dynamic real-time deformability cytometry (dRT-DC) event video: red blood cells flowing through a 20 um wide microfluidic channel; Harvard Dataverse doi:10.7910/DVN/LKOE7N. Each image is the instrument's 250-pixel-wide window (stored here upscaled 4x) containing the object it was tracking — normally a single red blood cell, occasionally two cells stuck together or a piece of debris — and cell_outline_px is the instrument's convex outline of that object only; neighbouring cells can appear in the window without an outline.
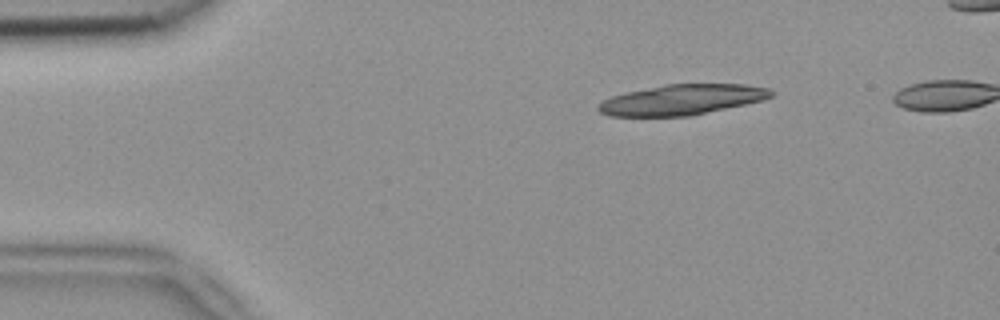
{"species": "common noctule bat (a hibernating species)", "species_latin": "Nyctalus noctula", "temperature_condition": "room temperature", "stored_images_in_passage": 4, "camera_frame_rate_fps": 3000, "um_per_image_px": 0.085, "animal": {"sex": "female", "body_mass_g": 18.4}, "frame": {"image": 1, "passage_image": 4, "time_ms": 1.0, "image_size_px": [1000, 320], "cell_outline_px": [[776, 92], [772, 96], [760, 100], [744, 104], [688, 116], [608, 116], [600, 112], [596, 108], [604, 100], [612, 96], [624, 92], [664, 84], [744, 84], [768, 88]], "centroid_in_image_um": [57.93, 8.46], "position_along_channel_um": 27.1, "area_um2": 30.4}}